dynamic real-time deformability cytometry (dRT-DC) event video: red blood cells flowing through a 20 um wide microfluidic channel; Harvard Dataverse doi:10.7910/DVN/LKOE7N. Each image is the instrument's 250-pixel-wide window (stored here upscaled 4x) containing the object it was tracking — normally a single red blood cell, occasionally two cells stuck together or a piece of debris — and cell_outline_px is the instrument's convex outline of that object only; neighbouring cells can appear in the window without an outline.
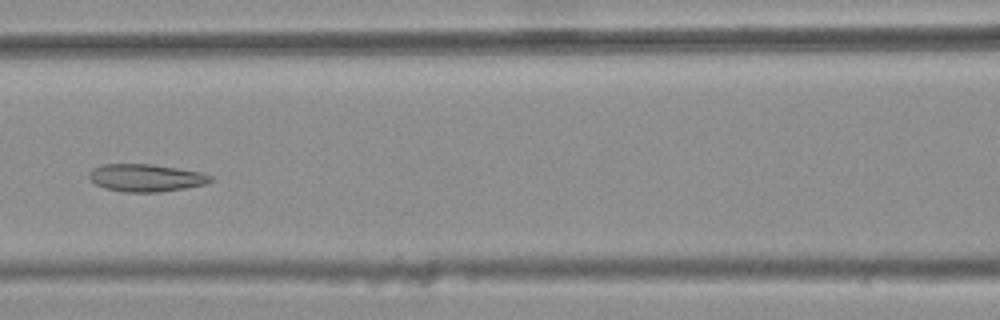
{"species": "common noctule bat (a hibernating species)", "species_latin": "Nyctalus noctula", "temperature_condition": "warm", "stored_images_in_passage": 6, "camera_frame_rate_fps": 3000, "um_per_image_px": 0.085, "animal": {"sex": "female", "body_mass_g": 25.1}, "frame": {"image": 1, "passage_image": 6, "time_ms": 1.667, "image_size_px": [1000, 320], "cell_outline_px": [[216, 180], [204, 184], [184, 188], [160, 192], [124, 192], [104, 188], [96, 184], [88, 176], [88, 172], [92, 168], [104, 164], [152, 164], [200, 172], [212, 176]], "centroid_in_image_um": [12.39, 15.11], "position_along_channel_um": 154.2, "area_um2": 19.48}}